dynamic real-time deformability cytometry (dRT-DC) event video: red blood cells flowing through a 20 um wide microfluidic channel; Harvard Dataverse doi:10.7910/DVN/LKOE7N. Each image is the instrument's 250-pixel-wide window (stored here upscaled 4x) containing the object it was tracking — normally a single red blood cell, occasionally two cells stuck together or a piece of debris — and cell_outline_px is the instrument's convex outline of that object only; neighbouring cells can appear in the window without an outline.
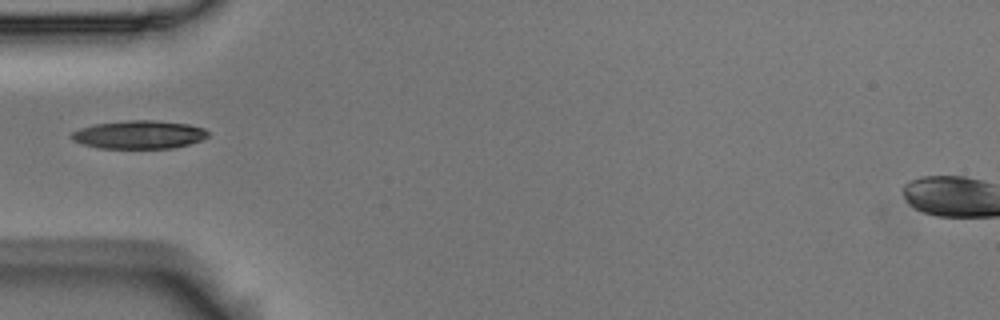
{"species": "Egyptian fruit bat (a non-hibernating species)", "species_latin": "Rousettus aegyptiacus", "temperature_condition": "room temperature", "stored_images_in_passage": 23, "camera_frame_rate_fps": 3000, "um_per_image_px": 0.085, "animal": {"sex": "male"}, "frame": {"image": 1, "passage_image": 1, "time_ms": 0.0, "image_size_px": [1000, 320], "cell_outline_px": [[208, 136], [200, 140], [188, 144], [172, 148], [96, 148], [72, 140], [72, 132], [80, 128], [96, 124], [128, 120], [156, 120], [188, 124], [204, 128], [208, 132]], "centroid_in_image_um": [11.82, 11.44], "position_along_channel_um": 73.2, "area_um2": 22.31}}
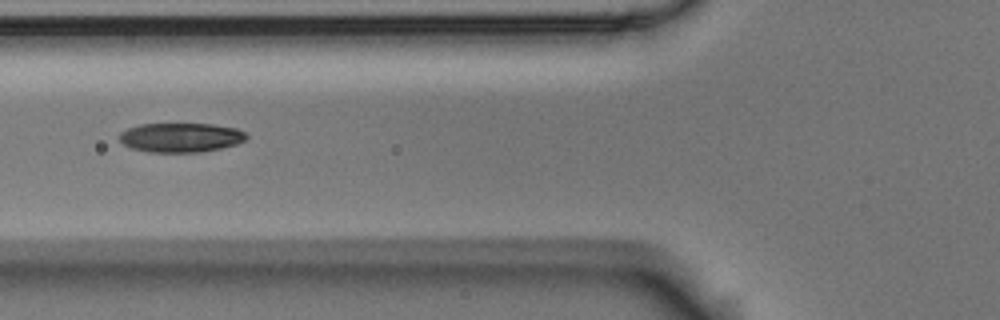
{"frame": {"image": 2, "passage_image": 4, "time_ms": 1.0, "image_size_px": [1000, 320], "cell_outline_px": [[248, 136], [244, 140], [236, 144], [220, 148], [200, 152], [148, 152], [132, 148], [124, 144], [120, 140], [120, 132], [128, 128], [140, 124], [212, 124], [236, 128], [244, 132]], "centroid_in_image_um": [15.36, 11.68], "position_along_channel_um": 110.4, "area_um2": 21.56}}
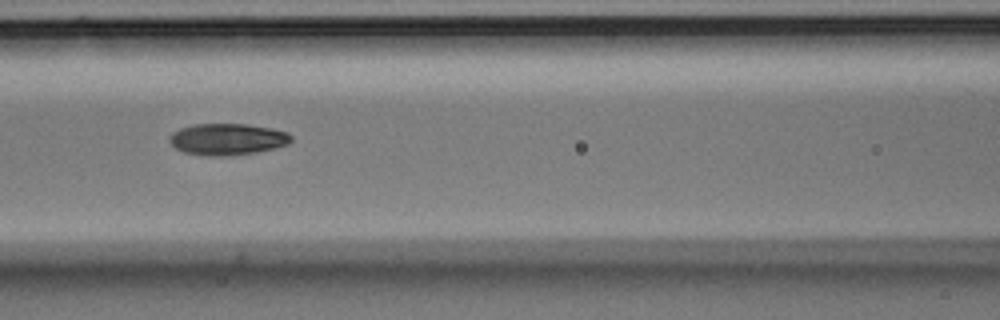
{"frame": {"image": 3, "passage_image": 7, "time_ms": 2.0, "image_size_px": [1000, 320], "cell_outline_px": [[292, 140], [288, 144], [276, 148], [256, 152], [224, 156], [204, 156], [184, 152], [176, 148], [168, 140], [172, 132], [180, 128], [192, 124], [248, 124], [272, 128], [288, 132], [292, 136]], "centroid_in_image_um": [19.34, 11.83], "position_along_channel_um": 147.3, "area_um2": 22.54}}